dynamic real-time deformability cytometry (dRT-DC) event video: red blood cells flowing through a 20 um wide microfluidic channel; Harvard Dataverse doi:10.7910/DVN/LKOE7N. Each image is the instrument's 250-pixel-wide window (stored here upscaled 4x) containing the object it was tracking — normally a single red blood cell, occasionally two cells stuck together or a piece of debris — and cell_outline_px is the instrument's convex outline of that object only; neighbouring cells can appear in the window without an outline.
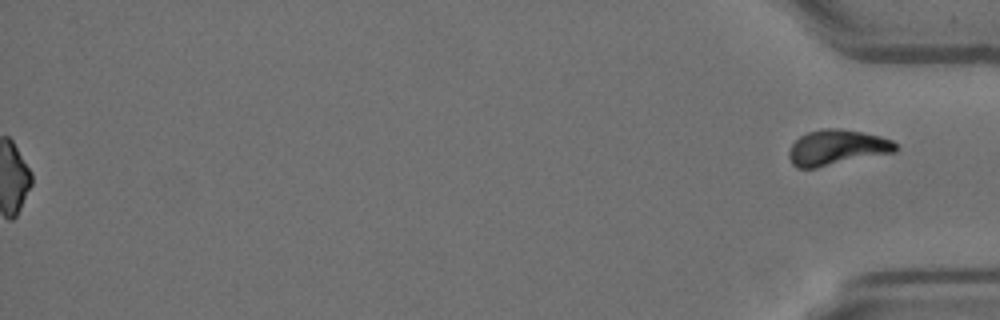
{"species": "Egyptian fruit bat (a non-hibernating species)", "species_latin": "Rousettus aegyptiacus", "temperature_condition": "room temperature", "stored_images_in_passage": 57, "segment_of_instrument_passage": [2, 2], "camera_frame_rate_fps": 3000, "um_per_image_px": 0.085, "animal": {"sex": "female"}, "frame": {"image": 1, "passage_image": 57, "time_ms": 18.667, "image_size_px": [1000, 320], "cell_outline_px": [[900, 148], [896, 152], [816, 168], [796, 168], [792, 164], [788, 156], [788, 152], [792, 144], [800, 136], [808, 132], [824, 128], [840, 128], [864, 132], [880, 136], [892, 140]], "centroid_in_image_um": [71.16, 12.54], "position_along_channel_um": 364.0, "area_um2": 22.25}}